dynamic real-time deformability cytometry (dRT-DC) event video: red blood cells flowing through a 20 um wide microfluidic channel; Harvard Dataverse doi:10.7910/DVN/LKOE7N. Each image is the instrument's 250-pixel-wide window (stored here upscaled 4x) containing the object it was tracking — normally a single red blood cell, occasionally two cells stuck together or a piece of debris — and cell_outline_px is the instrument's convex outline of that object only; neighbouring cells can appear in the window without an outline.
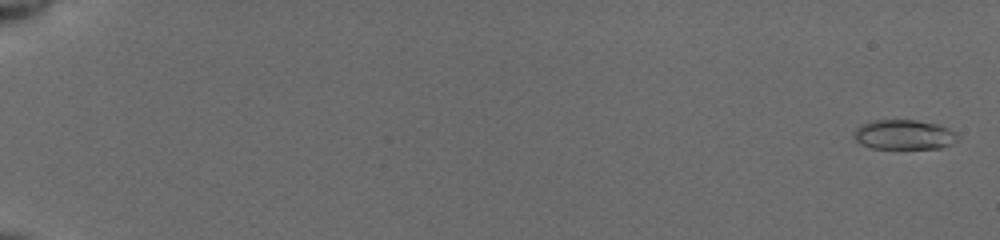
{"species": "common noctule bat (a hibernating species)", "species_latin": "Nyctalus noctula", "temperature_condition": "cold", "stored_images_in_passage": 51, "camera_frame_rate_fps": 3000, "um_per_image_px": 0.085, "animal": {"sex": "female", "body_mass_g": 19.5, "forearm_length_mm": 54.1}, "frame": {"image": 1, "passage_image": 2, "time_ms": 0.333, "image_size_px": [1000, 240], "cell_outline_px": [[960, 136], [952, 144], [944, 148], [872, 148], [856, 140], [852, 132], [856, 128], [864, 124], [876, 120], [916, 120], [936, 124], [948, 128], [956, 132]], "centroid_in_image_um": [76.89, 11.45], "position_along_channel_um": 8.1, "area_um2": 17.86}}
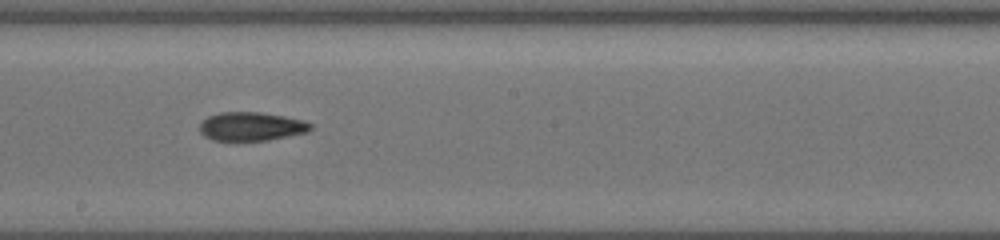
{"frame": {"image": 2, "passage_image": 34, "time_ms": 11.0, "image_size_px": [1000, 240], "cell_outline_px": [[312, 128], [308, 132], [268, 140], [232, 144], [212, 140], [204, 136], [200, 132], [200, 124], [208, 116], [220, 112], [260, 112], [284, 116], [304, 120], [312, 124]], "centroid_in_image_um": [21.32, 10.79], "position_along_channel_um": 226.9, "area_um2": 19.31}}
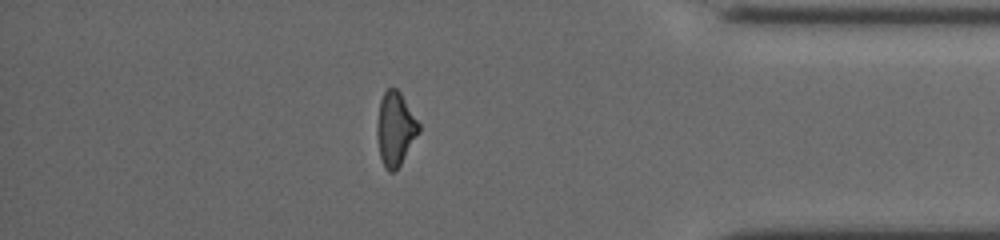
{"frame": {"image": 3, "passage_image": 49, "time_ms": 16.0, "image_size_px": [1000, 240], "cell_outline_px": [[420, 132], [400, 164], [392, 172], [388, 172], [384, 168], [380, 156], [376, 136], [376, 124], [380, 100], [384, 92], [388, 88], [396, 88], [400, 92], [420, 124]], "centroid_in_image_um": [33.58, 10.95], "position_along_channel_um": 401.6, "area_um2": 17.98}}